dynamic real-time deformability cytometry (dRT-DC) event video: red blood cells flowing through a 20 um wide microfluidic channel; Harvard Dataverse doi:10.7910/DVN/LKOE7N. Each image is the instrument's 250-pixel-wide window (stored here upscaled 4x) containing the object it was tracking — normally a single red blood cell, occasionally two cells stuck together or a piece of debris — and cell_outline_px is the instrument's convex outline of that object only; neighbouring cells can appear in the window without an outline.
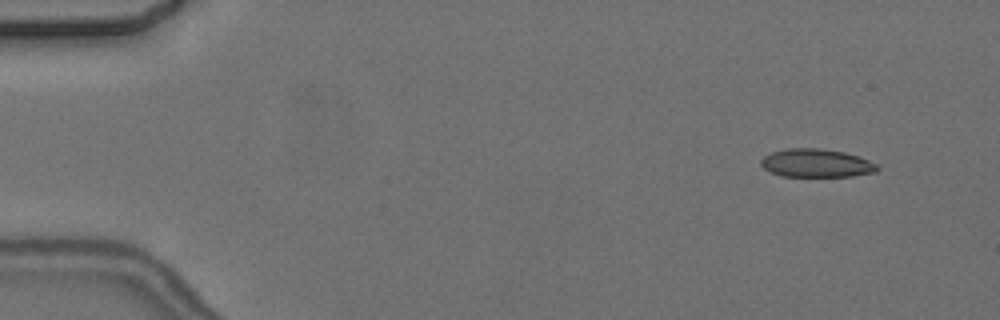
{"species": "common noctule bat (a hibernating species)", "species_latin": "Nyctalus noctula", "temperature_condition": "cold", "stored_images_in_passage": 5, "camera_frame_rate_fps": 3000, "um_per_image_px": 0.085, "animal": {"sex": "female", "body_mass_g": 24.6, "forearm_length_mm": 56.2}, "frame": {"image": 1, "passage_image": 2, "time_ms": 1.0, "image_size_px": [1000, 320], "cell_outline_px": [[880, 168], [876, 172], [852, 176], [780, 176], [764, 168], [760, 164], [760, 160], [764, 156], [772, 152], [788, 148], [820, 148], [844, 152], [860, 156], [876, 164]], "centroid_in_image_um": [69.4, 13.86], "position_along_channel_um": 15.6, "area_um2": 19.19}}
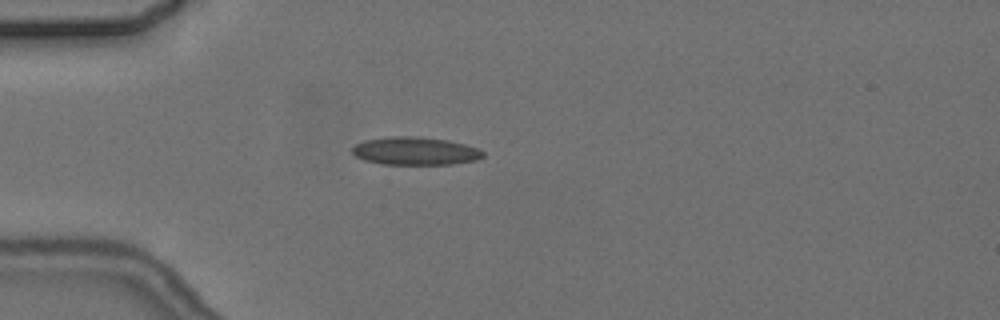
{"frame": {"image": 2, "passage_image": 5, "time_ms": 4.667, "image_size_px": [1000, 320], "cell_outline_px": [[484, 156], [476, 160], [452, 164], [380, 164], [364, 160], [356, 156], [352, 152], [352, 148], [356, 144], [364, 140], [388, 136], [416, 136], [448, 140], [464, 144], [476, 148], [484, 152]], "centroid_in_image_um": [35.27, 12.83], "position_along_channel_um": 49.7, "area_um2": 21.33}}